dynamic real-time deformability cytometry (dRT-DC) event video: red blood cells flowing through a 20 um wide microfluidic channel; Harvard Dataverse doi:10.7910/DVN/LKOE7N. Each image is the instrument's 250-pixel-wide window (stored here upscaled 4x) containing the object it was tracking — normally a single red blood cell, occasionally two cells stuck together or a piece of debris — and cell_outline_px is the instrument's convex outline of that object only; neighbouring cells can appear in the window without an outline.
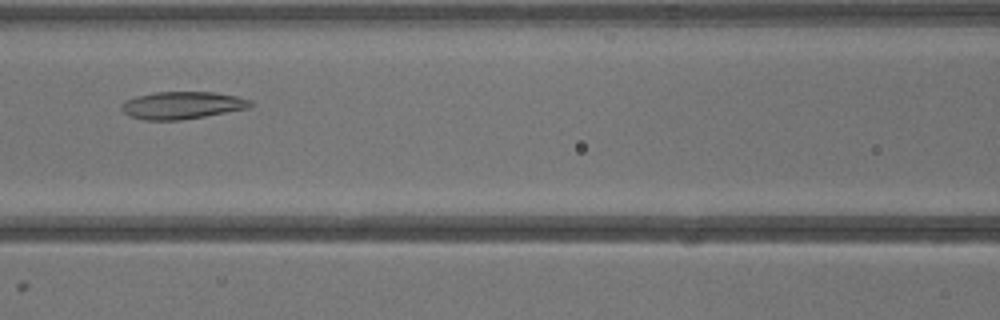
{"species": "common noctule bat (a hibernating species)", "species_latin": "Nyctalus noctula", "temperature_condition": "warm", "stored_images_in_passage": 33, "camera_frame_rate_fps": 3000, "um_per_image_px": 0.085, "animal": {"sex": "male", "body_mass_g": 13.3}, "frame": {"image": 1, "passage_image": 11, "time_ms": 3.333, "image_size_px": [1000, 320], "cell_outline_px": [[252, 104], [248, 108], [204, 116], [180, 120], [144, 120], [132, 116], [124, 112], [120, 108], [120, 104], [124, 100], [136, 96], [156, 92], [216, 92], [236, 96], [252, 100]], "centroid_in_image_um": [15.45, 8.94], "position_along_channel_um": 151.1, "area_um2": 20.52}}
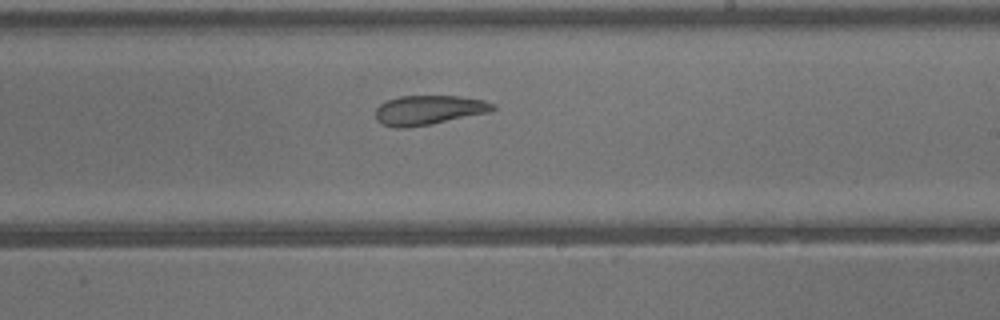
{"frame": {"image": 2, "passage_image": 17, "time_ms": 5.333, "image_size_px": [1000, 320], "cell_outline_px": [[496, 108], [488, 112], [432, 124], [408, 128], [392, 128], [380, 124], [376, 120], [376, 108], [380, 104], [388, 100], [400, 96], [460, 96], [484, 100], [496, 104]], "centroid_in_image_um": [36.41, 9.36], "position_along_channel_um": 252.6, "area_um2": 20.29}}
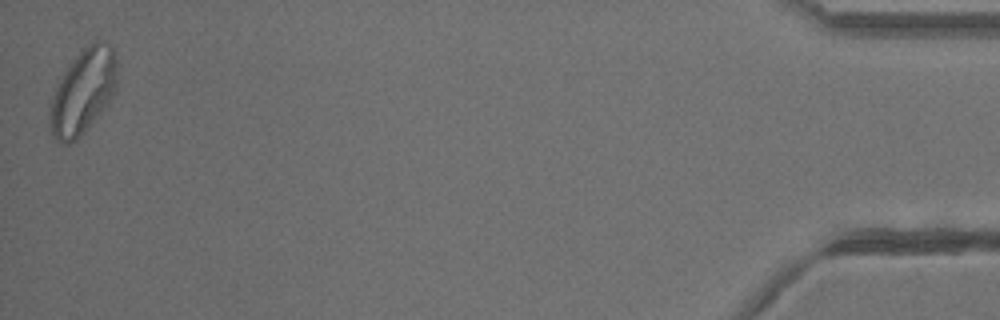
{"frame": {"image": 3, "passage_image": 33, "time_ms": 10.667, "image_size_px": [1000, 320], "cell_outline_px": [[116, 88], [112, 96], [84, 132], [80, 136], [68, 144], [64, 144], [56, 140], [52, 132], [48, 120], [48, 108], [52, 96], [68, 64], [88, 44], [96, 40], [104, 40], [112, 48], [116, 60]], "centroid_in_image_um": [7.03, 7.77], "position_along_channel_um": 428.2, "area_um2": 32.83}}